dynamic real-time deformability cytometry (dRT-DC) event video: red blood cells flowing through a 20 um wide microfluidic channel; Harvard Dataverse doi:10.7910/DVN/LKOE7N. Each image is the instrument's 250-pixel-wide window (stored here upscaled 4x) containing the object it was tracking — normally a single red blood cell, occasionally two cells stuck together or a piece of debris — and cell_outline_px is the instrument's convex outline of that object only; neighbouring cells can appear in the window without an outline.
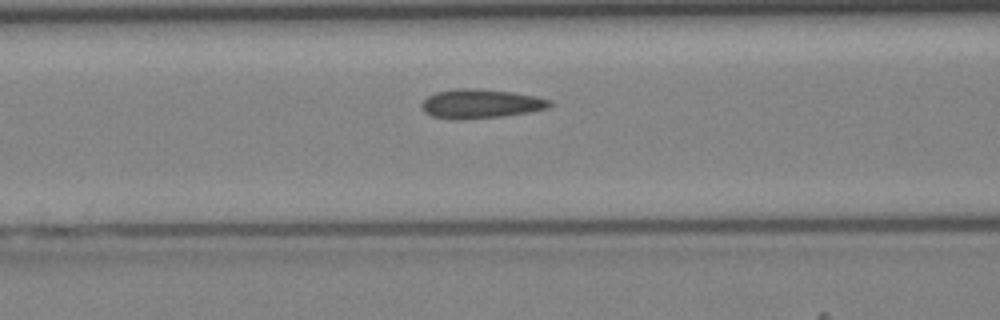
{"species": "Egyptian fruit bat (a non-hibernating species)", "species_latin": "Rousettus aegyptiacus", "temperature_condition": "cold", "stored_images_in_passage": 33, "camera_frame_rate_fps": 3000, "um_per_image_px": 0.085, "animal": {"sex": "female"}, "frame": {"image": 1, "passage_image": 8, "time_ms": 2.333, "image_size_px": [1000, 320], "cell_outline_px": [[552, 104], [548, 108], [532, 112], [504, 116], [456, 120], [432, 116], [424, 112], [420, 104], [428, 96], [436, 92], [456, 88], [480, 88], [512, 92], [536, 96], [552, 100]], "centroid_in_image_um": [40.87, 8.81], "position_along_channel_um": 125.7, "area_um2": 22.02}}
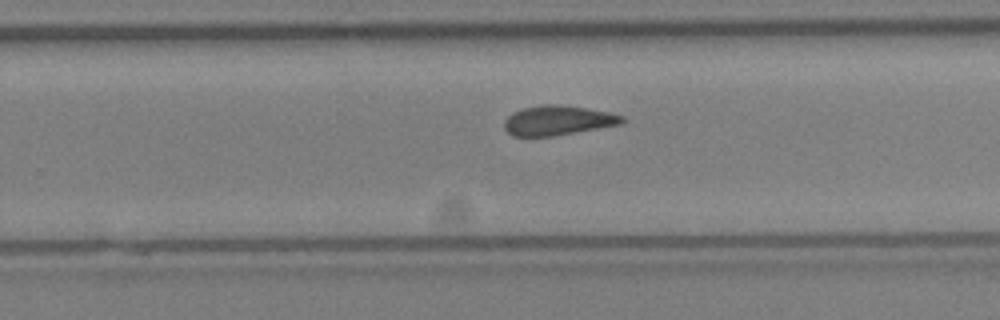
{"frame": {"image": 2, "passage_image": 18, "time_ms": 5.667, "image_size_px": [1000, 320], "cell_outline_px": [[624, 124], [552, 136], [512, 136], [504, 128], [504, 120], [512, 112], [524, 108], [544, 104], [556, 104], [588, 108], [608, 112], [624, 116]], "centroid_in_image_um": [47.43, 10.23], "position_along_channel_um": 282.4, "area_um2": 20.4}}
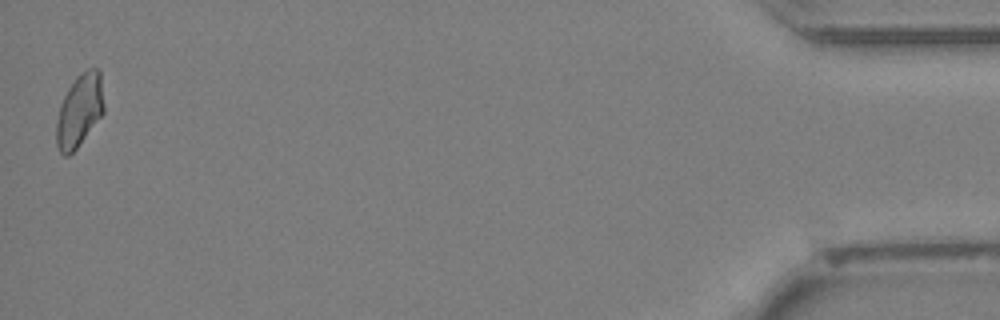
{"frame": {"image": 3, "passage_image": 33, "time_ms": 10.667, "image_size_px": [1000, 320], "cell_outline_px": [[104, 112], [76, 148], [68, 156], [64, 156], [60, 152], [56, 144], [56, 120], [60, 104], [68, 88], [76, 76], [88, 68], [96, 68], [100, 72], [104, 104]], "centroid_in_image_um": [6.74, 9.38], "position_along_channel_um": 428.5, "area_um2": 20.06}}